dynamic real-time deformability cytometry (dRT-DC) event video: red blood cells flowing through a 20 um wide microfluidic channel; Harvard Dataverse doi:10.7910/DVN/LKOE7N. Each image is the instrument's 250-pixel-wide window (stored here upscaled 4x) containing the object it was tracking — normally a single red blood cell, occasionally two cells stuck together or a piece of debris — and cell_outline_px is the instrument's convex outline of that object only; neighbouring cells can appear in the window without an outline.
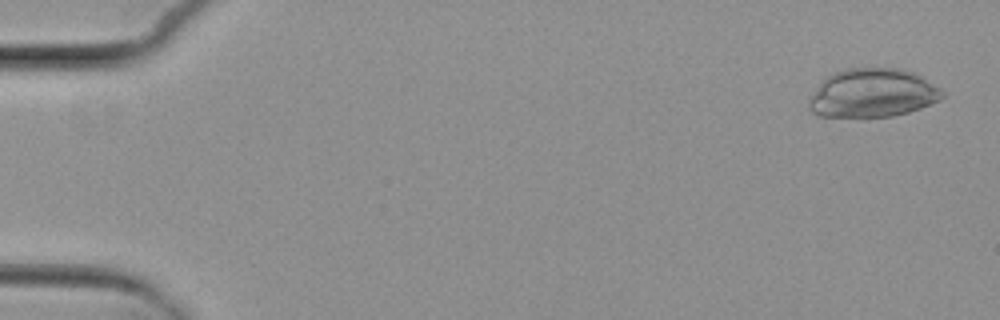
{"species": "common noctule bat (a hibernating species)", "species_latin": "Nyctalus noctula", "temperature_condition": "cold", "stored_images_in_passage": 4, "camera_frame_rate_fps": 3000, "um_per_image_px": 0.085, "animal": {"sex": "female", "body_mass_g": 29.2, "forearm_length_mm": 56.3}, "frame": {"image": 1, "passage_image": 1, "time_ms": 0.0, "image_size_px": [1000, 320], "cell_outline_px": [[944, 96], [940, 100], [920, 108], [908, 112], [892, 116], [820, 116], [812, 112], [808, 108], [808, 100], [820, 84], [828, 76], [844, 68], [904, 68], [916, 72], [940, 88], [944, 92]], "centroid_in_image_um": [74.21, 7.89], "position_along_channel_um": 10.8, "area_um2": 37.74}}